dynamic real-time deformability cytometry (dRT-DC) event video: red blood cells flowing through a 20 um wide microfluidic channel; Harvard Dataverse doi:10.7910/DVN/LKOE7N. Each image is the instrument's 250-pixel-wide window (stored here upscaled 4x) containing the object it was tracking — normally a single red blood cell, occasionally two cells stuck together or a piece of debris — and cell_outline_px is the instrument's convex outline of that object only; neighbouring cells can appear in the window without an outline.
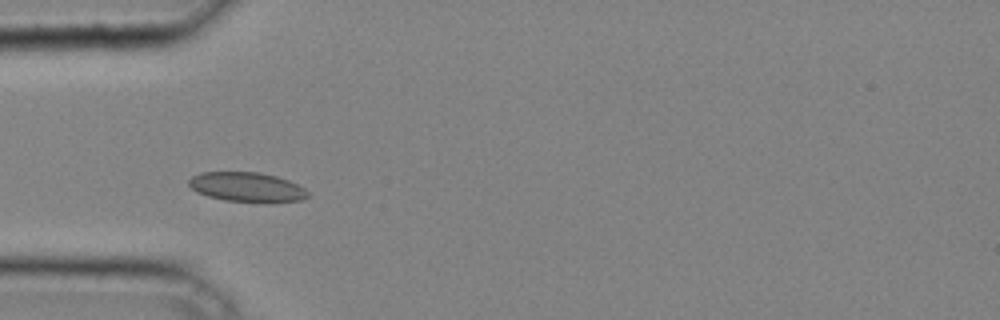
{"species": "common noctule bat (a hibernating species)", "species_latin": "Nyctalus noctula", "temperature_condition": "cold", "stored_images_in_passage": 29, "camera_frame_rate_fps": 3000, "um_per_image_px": 0.085, "animal": {"sex": "male", "body_mass_g": 20.4}, "frame": {"image": 1, "passage_image": 1, "time_ms": 0.0, "image_size_px": [1000, 320], "cell_outline_px": [[308, 196], [300, 200], [272, 204], [224, 200], [208, 196], [196, 192], [188, 184], [188, 180], [192, 176], [200, 172], [260, 172], [276, 176], [288, 180], [304, 188], [308, 192]], "centroid_in_image_um": [20.99, 15.92], "position_along_channel_um": 64.0, "area_um2": 20.87}}
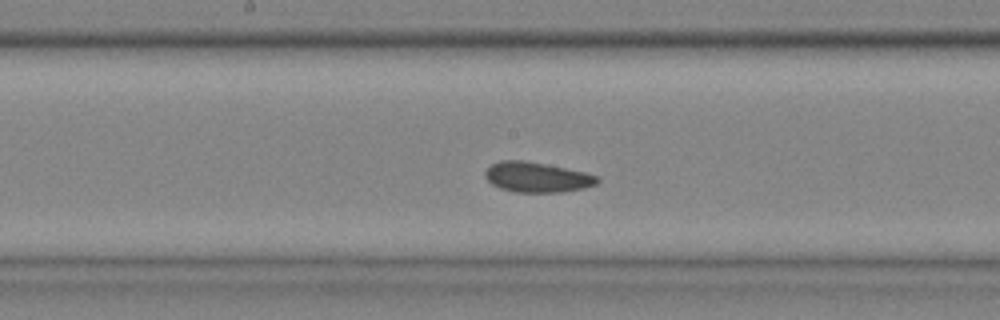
{"frame": {"image": 2, "passage_image": 10, "time_ms": 3.0, "image_size_px": [1000, 320], "cell_outline_px": [[600, 180], [596, 184], [584, 188], [564, 192], [516, 192], [500, 188], [492, 184], [484, 176], [484, 172], [492, 164], [500, 160], [524, 160], [584, 172], [600, 176]], "centroid_in_image_um": [45.65, 15.06], "position_along_channel_um": 202.6, "area_um2": 19.65}}
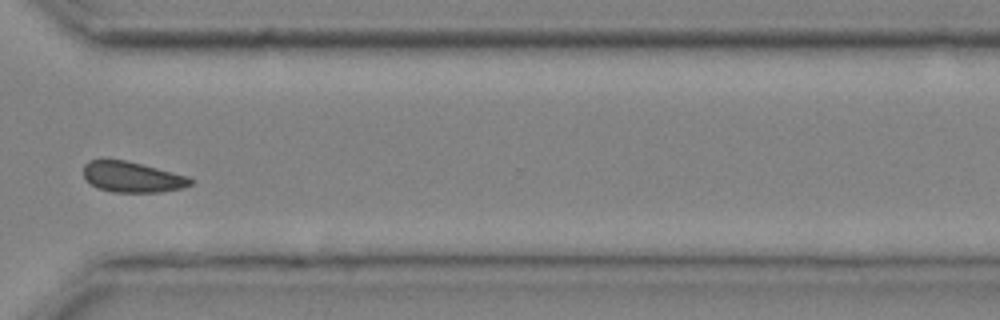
{"frame": {"image": 3, "passage_image": 20, "time_ms": 6.333, "image_size_px": [1000, 320], "cell_outline_px": [[192, 184], [184, 188], [160, 192], [112, 192], [96, 188], [84, 176], [84, 164], [88, 160], [124, 160], [188, 176], [192, 180]], "centroid_in_image_um": [11.24, 15.06], "position_along_channel_um": 359.4, "area_um2": 18.9}}